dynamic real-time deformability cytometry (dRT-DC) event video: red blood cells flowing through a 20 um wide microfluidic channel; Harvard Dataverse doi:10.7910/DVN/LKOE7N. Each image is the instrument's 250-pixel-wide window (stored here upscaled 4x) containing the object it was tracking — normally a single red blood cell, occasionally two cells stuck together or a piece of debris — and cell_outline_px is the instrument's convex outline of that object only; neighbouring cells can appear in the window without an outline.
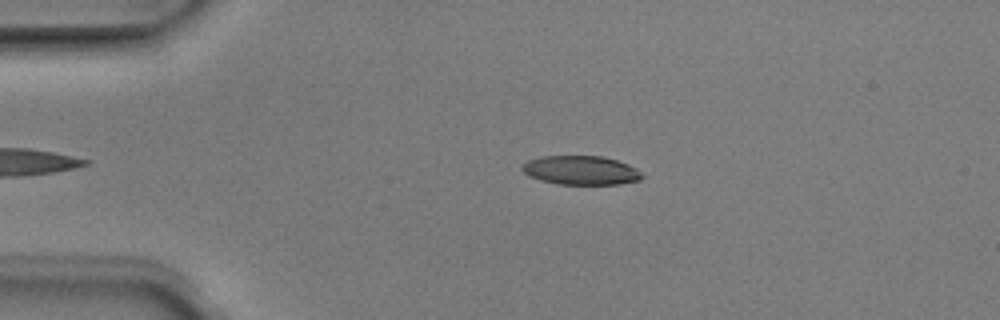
{"species": "Egyptian fruit bat (a non-hibernating species)", "species_latin": "Rousettus aegyptiacus", "temperature_condition": "room temperature", "stored_images_in_passage": 2, "camera_frame_rate_fps": 3000, "um_per_image_px": 0.085, "animal": {"sex": "male"}, "frame": {"image": 1, "passage_image": 1, "time_ms": 0.0, "image_size_px": [1000, 320], "cell_outline_px": [[644, 176], [640, 180], [620, 184], [560, 184], [540, 180], [524, 172], [520, 168], [528, 160], [540, 156], [604, 156], [628, 164], [636, 168]], "centroid_in_image_um": [49.4, 14.47], "position_along_channel_um": 35.6, "area_um2": 20.17}}